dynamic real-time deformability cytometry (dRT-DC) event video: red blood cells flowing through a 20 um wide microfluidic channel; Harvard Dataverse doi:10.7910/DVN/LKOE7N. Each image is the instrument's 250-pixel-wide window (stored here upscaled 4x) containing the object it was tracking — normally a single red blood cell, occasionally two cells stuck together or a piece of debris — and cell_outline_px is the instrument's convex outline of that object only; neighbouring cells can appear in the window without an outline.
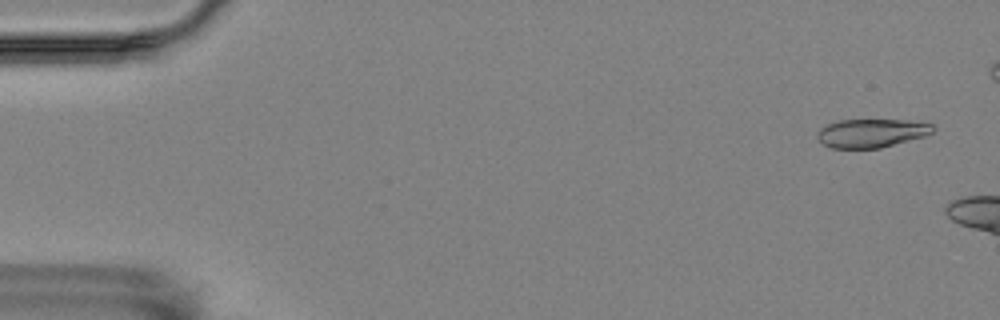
{"species": "Egyptian fruit bat (a non-hibernating species)", "species_latin": "Rousettus aegyptiacus", "temperature_condition": "room temperature", "stored_images_in_passage": 3, "camera_frame_rate_fps": 3000, "um_per_image_px": 0.085, "animal": {"sex": "female"}, "frame": {"image": 1, "passage_image": 1, "time_ms": 0.0, "image_size_px": [1000, 320], "cell_outline_px": [[936, 128], [932, 132], [924, 136], [880, 148], [832, 148], [824, 144], [816, 136], [816, 132], [820, 128], [828, 124], [840, 120], [908, 120], [932, 124]], "centroid_in_image_um": [74.07, 11.31], "position_along_channel_um": 10.9, "area_um2": 19.13}}